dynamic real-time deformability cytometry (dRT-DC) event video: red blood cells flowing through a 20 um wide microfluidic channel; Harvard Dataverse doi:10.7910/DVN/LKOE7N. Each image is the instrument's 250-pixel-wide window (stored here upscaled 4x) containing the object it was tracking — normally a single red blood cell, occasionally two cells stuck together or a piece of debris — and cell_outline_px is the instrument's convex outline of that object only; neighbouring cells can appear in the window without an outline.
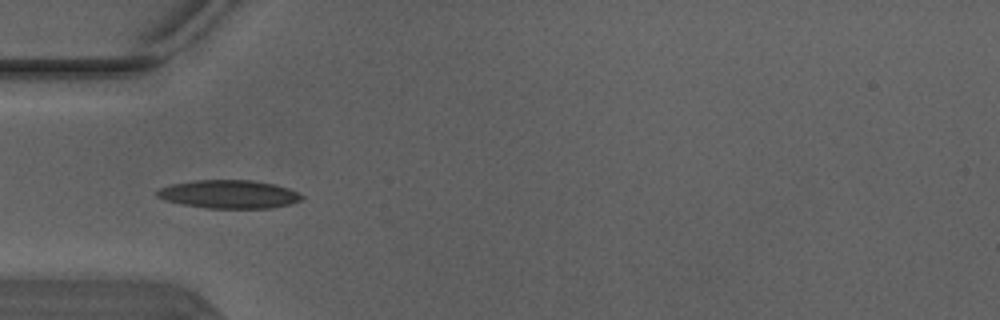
{"species": "Egyptian fruit bat (a non-hibernating species)", "species_latin": "Rousettus aegyptiacus", "temperature_condition": "warm", "stored_images_in_passage": 4, "camera_frame_rate_fps": 3000, "um_per_image_px": 0.085, "animal": {"sex": "male"}, "frame": {"image": 1, "passage_image": 4, "time_ms": 1.0, "image_size_px": [1000, 320], "cell_outline_px": [[304, 196], [300, 200], [292, 204], [272, 208], [204, 208], [180, 204], [164, 200], [156, 196], [156, 192], [160, 188], [168, 184], [196, 180], [252, 180], [276, 184], [288, 188]], "centroid_in_image_um": [19.44, 16.51], "position_along_channel_um": 65.6, "area_um2": 24.1}}